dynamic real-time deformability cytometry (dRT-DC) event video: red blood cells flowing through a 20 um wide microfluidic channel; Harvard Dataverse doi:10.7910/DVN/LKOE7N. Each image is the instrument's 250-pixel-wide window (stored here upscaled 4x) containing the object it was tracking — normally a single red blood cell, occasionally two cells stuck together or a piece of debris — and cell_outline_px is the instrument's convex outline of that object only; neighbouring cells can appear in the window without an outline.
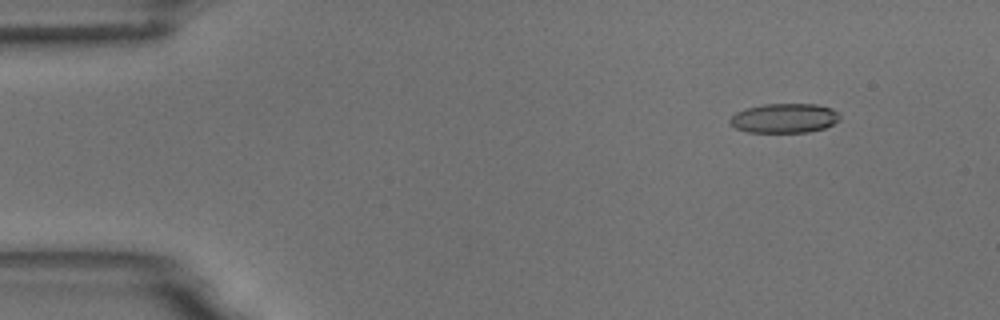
{"species": "common noctule bat (a hibernating species)", "species_latin": "Nyctalus noctula", "temperature_condition": "room temperature", "stored_images_in_passage": 5, "camera_frame_rate_fps": 3000, "um_per_image_px": 0.085, "animal": {"sex": "male", "body_mass_g": 18.8}, "frame": {"image": 1, "passage_image": 2, "time_ms": 1.0, "image_size_px": [1000, 320], "cell_outline_px": [[840, 120], [824, 128], [808, 132], [748, 132], [736, 128], [728, 124], [728, 120], [736, 112], [748, 108], [764, 104], [816, 104], [832, 108], [840, 116]], "centroid_in_image_um": [66.66, 10.05], "position_along_channel_um": 18.3, "area_um2": 18.84}}
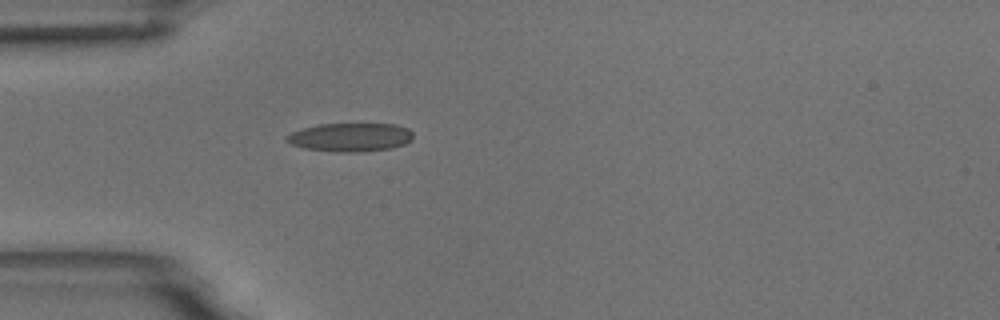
{"frame": {"image": 2, "passage_image": 5, "time_ms": 4.333, "image_size_px": [1000, 320], "cell_outline_px": [[412, 140], [404, 144], [392, 148], [360, 152], [336, 152], [304, 148], [292, 144], [284, 140], [284, 136], [300, 128], [320, 124], [396, 124], [408, 128], [412, 132]], "centroid_in_image_um": [29.76, 11.66], "position_along_channel_um": 55.2, "area_um2": 21.21}}